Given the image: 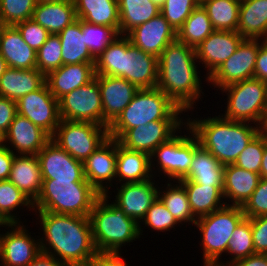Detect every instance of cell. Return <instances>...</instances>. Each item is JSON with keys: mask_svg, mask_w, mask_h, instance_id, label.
Segmentation results:
<instances>
[{"mask_svg": "<svg viewBox=\"0 0 267 266\" xmlns=\"http://www.w3.org/2000/svg\"><path fill=\"white\" fill-rule=\"evenodd\" d=\"M43 236L41 252L69 266H84L96 253L89 217L35 211ZM41 222V223H40Z\"/></svg>", "mask_w": 267, "mask_h": 266, "instance_id": "1", "label": "cell"}, {"mask_svg": "<svg viewBox=\"0 0 267 266\" xmlns=\"http://www.w3.org/2000/svg\"><path fill=\"white\" fill-rule=\"evenodd\" d=\"M198 64L195 49L177 39L158 58L156 87L185 112L194 111L204 95Z\"/></svg>", "mask_w": 267, "mask_h": 266, "instance_id": "2", "label": "cell"}, {"mask_svg": "<svg viewBox=\"0 0 267 266\" xmlns=\"http://www.w3.org/2000/svg\"><path fill=\"white\" fill-rule=\"evenodd\" d=\"M249 122H239L218 116L186 118L199 144L207 149L221 164H234L240 153L263 129Z\"/></svg>", "mask_w": 267, "mask_h": 266, "instance_id": "3", "label": "cell"}, {"mask_svg": "<svg viewBox=\"0 0 267 266\" xmlns=\"http://www.w3.org/2000/svg\"><path fill=\"white\" fill-rule=\"evenodd\" d=\"M95 74L124 78L139 89L155 88L158 58L132 45L126 35H120L96 59Z\"/></svg>", "mask_w": 267, "mask_h": 266, "instance_id": "4", "label": "cell"}, {"mask_svg": "<svg viewBox=\"0 0 267 266\" xmlns=\"http://www.w3.org/2000/svg\"><path fill=\"white\" fill-rule=\"evenodd\" d=\"M109 198L100 194L89 214L92 239L97 252L121 253L123 246L141 238L139 224Z\"/></svg>", "mask_w": 267, "mask_h": 266, "instance_id": "5", "label": "cell"}, {"mask_svg": "<svg viewBox=\"0 0 267 266\" xmlns=\"http://www.w3.org/2000/svg\"><path fill=\"white\" fill-rule=\"evenodd\" d=\"M183 112L186 113L158 87L142 88L109 125L108 135L119 140L129 129L149 124L151 121L186 120V117H181Z\"/></svg>", "mask_w": 267, "mask_h": 266, "instance_id": "6", "label": "cell"}, {"mask_svg": "<svg viewBox=\"0 0 267 266\" xmlns=\"http://www.w3.org/2000/svg\"><path fill=\"white\" fill-rule=\"evenodd\" d=\"M99 196L88 181L43 180L40 194L33 202L34 211L89 217Z\"/></svg>", "mask_w": 267, "mask_h": 266, "instance_id": "7", "label": "cell"}, {"mask_svg": "<svg viewBox=\"0 0 267 266\" xmlns=\"http://www.w3.org/2000/svg\"><path fill=\"white\" fill-rule=\"evenodd\" d=\"M244 218L242 206L233 205H225L208 215L197 218L194 226L201 232L199 244L203 251V264L222 263L221 258L227 251L232 233Z\"/></svg>", "mask_w": 267, "mask_h": 266, "instance_id": "8", "label": "cell"}, {"mask_svg": "<svg viewBox=\"0 0 267 266\" xmlns=\"http://www.w3.org/2000/svg\"><path fill=\"white\" fill-rule=\"evenodd\" d=\"M227 96L224 118L249 122L264 129L267 123V83L251 78L220 89Z\"/></svg>", "mask_w": 267, "mask_h": 266, "instance_id": "9", "label": "cell"}, {"mask_svg": "<svg viewBox=\"0 0 267 266\" xmlns=\"http://www.w3.org/2000/svg\"><path fill=\"white\" fill-rule=\"evenodd\" d=\"M183 129L187 134L184 131V135L177 133L150 155L153 177L159 173L164 178L168 177L167 181H180L188 174L194 156V135L187 125Z\"/></svg>", "mask_w": 267, "mask_h": 266, "instance_id": "10", "label": "cell"}, {"mask_svg": "<svg viewBox=\"0 0 267 266\" xmlns=\"http://www.w3.org/2000/svg\"><path fill=\"white\" fill-rule=\"evenodd\" d=\"M108 128L96 123L61 120L51 139L74 159L84 162L107 139Z\"/></svg>", "mask_w": 267, "mask_h": 266, "instance_id": "11", "label": "cell"}, {"mask_svg": "<svg viewBox=\"0 0 267 266\" xmlns=\"http://www.w3.org/2000/svg\"><path fill=\"white\" fill-rule=\"evenodd\" d=\"M61 120L89 122L103 126V106L97 75L89 83L59 99Z\"/></svg>", "mask_w": 267, "mask_h": 266, "instance_id": "12", "label": "cell"}, {"mask_svg": "<svg viewBox=\"0 0 267 266\" xmlns=\"http://www.w3.org/2000/svg\"><path fill=\"white\" fill-rule=\"evenodd\" d=\"M263 42L243 39L237 50L207 78V84L220 91L230 84L253 78L258 49Z\"/></svg>", "mask_w": 267, "mask_h": 266, "instance_id": "13", "label": "cell"}, {"mask_svg": "<svg viewBox=\"0 0 267 266\" xmlns=\"http://www.w3.org/2000/svg\"><path fill=\"white\" fill-rule=\"evenodd\" d=\"M23 224L0 225L8 230L0 233L1 266H27L41 253L39 239L34 238Z\"/></svg>", "mask_w": 267, "mask_h": 266, "instance_id": "14", "label": "cell"}, {"mask_svg": "<svg viewBox=\"0 0 267 266\" xmlns=\"http://www.w3.org/2000/svg\"><path fill=\"white\" fill-rule=\"evenodd\" d=\"M17 114L26 117L50 137L60 124L59 100L50 92L46 82L37 90L16 101Z\"/></svg>", "mask_w": 267, "mask_h": 266, "instance_id": "15", "label": "cell"}, {"mask_svg": "<svg viewBox=\"0 0 267 266\" xmlns=\"http://www.w3.org/2000/svg\"><path fill=\"white\" fill-rule=\"evenodd\" d=\"M183 125H186V120L151 121L149 124L129 129L118 142L127 149L151 155L156 148L177 133L182 134Z\"/></svg>", "mask_w": 267, "mask_h": 266, "instance_id": "16", "label": "cell"}, {"mask_svg": "<svg viewBox=\"0 0 267 266\" xmlns=\"http://www.w3.org/2000/svg\"><path fill=\"white\" fill-rule=\"evenodd\" d=\"M43 180L87 181L83 162L74 159L57 143L50 139L37 154Z\"/></svg>", "mask_w": 267, "mask_h": 266, "instance_id": "17", "label": "cell"}, {"mask_svg": "<svg viewBox=\"0 0 267 266\" xmlns=\"http://www.w3.org/2000/svg\"><path fill=\"white\" fill-rule=\"evenodd\" d=\"M116 166L117 140L110 137L83 162L86 180L100 194H110L116 185Z\"/></svg>", "mask_w": 267, "mask_h": 266, "instance_id": "18", "label": "cell"}, {"mask_svg": "<svg viewBox=\"0 0 267 266\" xmlns=\"http://www.w3.org/2000/svg\"><path fill=\"white\" fill-rule=\"evenodd\" d=\"M149 179L143 182L121 183L116 187L113 202L138 224L151 205L158 199L159 181ZM120 187V188H119Z\"/></svg>", "mask_w": 267, "mask_h": 266, "instance_id": "19", "label": "cell"}, {"mask_svg": "<svg viewBox=\"0 0 267 266\" xmlns=\"http://www.w3.org/2000/svg\"><path fill=\"white\" fill-rule=\"evenodd\" d=\"M126 36L132 45L159 58L164 49L177 39V32L160 13L134 27Z\"/></svg>", "mask_w": 267, "mask_h": 266, "instance_id": "20", "label": "cell"}, {"mask_svg": "<svg viewBox=\"0 0 267 266\" xmlns=\"http://www.w3.org/2000/svg\"><path fill=\"white\" fill-rule=\"evenodd\" d=\"M243 39L236 31L214 30L195 48L199 65L202 63L207 71L206 82L207 78L237 50Z\"/></svg>", "mask_w": 267, "mask_h": 266, "instance_id": "21", "label": "cell"}, {"mask_svg": "<svg viewBox=\"0 0 267 266\" xmlns=\"http://www.w3.org/2000/svg\"><path fill=\"white\" fill-rule=\"evenodd\" d=\"M102 106L103 126L109 125L129 105L139 88L121 77L97 75Z\"/></svg>", "mask_w": 267, "mask_h": 266, "instance_id": "22", "label": "cell"}, {"mask_svg": "<svg viewBox=\"0 0 267 266\" xmlns=\"http://www.w3.org/2000/svg\"><path fill=\"white\" fill-rule=\"evenodd\" d=\"M50 139L40 127L16 114L3 136V145L14 154L37 155Z\"/></svg>", "mask_w": 267, "mask_h": 266, "instance_id": "23", "label": "cell"}, {"mask_svg": "<svg viewBox=\"0 0 267 266\" xmlns=\"http://www.w3.org/2000/svg\"><path fill=\"white\" fill-rule=\"evenodd\" d=\"M95 63L62 65L45 76V82L59 100L65 94L83 86L95 78Z\"/></svg>", "mask_w": 267, "mask_h": 266, "instance_id": "24", "label": "cell"}, {"mask_svg": "<svg viewBox=\"0 0 267 266\" xmlns=\"http://www.w3.org/2000/svg\"><path fill=\"white\" fill-rule=\"evenodd\" d=\"M0 54L9 68H36L37 52L28 46L15 25H1Z\"/></svg>", "mask_w": 267, "mask_h": 266, "instance_id": "25", "label": "cell"}, {"mask_svg": "<svg viewBox=\"0 0 267 266\" xmlns=\"http://www.w3.org/2000/svg\"><path fill=\"white\" fill-rule=\"evenodd\" d=\"M260 179L258 173L242 169L235 164L225 165L223 197L226 205L243 206L258 186Z\"/></svg>", "mask_w": 267, "mask_h": 266, "instance_id": "26", "label": "cell"}, {"mask_svg": "<svg viewBox=\"0 0 267 266\" xmlns=\"http://www.w3.org/2000/svg\"><path fill=\"white\" fill-rule=\"evenodd\" d=\"M8 180L34 202L43 182L37 155L15 154Z\"/></svg>", "mask_w": 267, "mask_h": 266, "instance_id": "27", "label": "cell"}, {"mask_svg": "<svg viewBox=\"0 0 267 266\" xmlns=\"http://www.w3.org/2000/svg\"><path fill=\"white\" fill-rule=\"evenodd\" d=\"M225 165L221 164L194 136V156L188 174L182 180L211 187H223Z\"/></svg>", "mask_w": 267, "mask_h": 266, "instance_id": "28", "label": "cell"}, {"mask_svg": "<svg viewBox=\"0 0 267 266\" xmlns=\"http://www.w3.org/2000/svg\"><path fill=\"white\" fill-rule=\"evenodd\" d=\"M153 178L150 155L127 149L117 140V183L115 186L118 183L143 182Z\"/></svg>", "mask_w": 267, "mask_h": 266, "instance_id": "29", "label": "cell"}, {"mask_svg": "<svg viewBox=\"0 0 267 266\" xmlns=\"http://www.w3.org/2000/svg\"><path fill=\"white\" fill-rule=\"evenodd\" d=\"M45 76L37 69L8 68L0 77V97L18 101L26 94L39 89Z\"/></svg>", "mask_w": 267, "mask_h": 266, "instance_id": "30", "label": "cell"}, {"mask_svg": "<svg viewBox=\"0 0 267 266\" xmlns=\"http://www.w3.org/2000/svg\"><path fill=\"white\" fill-rule=\"evenodd\" d=\"M32 19L44 27L49 34H59L77 19L74 1L37 3Z\"/></svg>", "mask_w": 267, "mask_h": 266, "instance_id": "31", "label": "cell"}, {"mask_svg": "<svg viewBox=\"0 0 267 266\" xmlns=\"http://www.w3.org/2000/svg\"><path fill=\"white\" fill-rule=\"evenodd\" d=\"M236 32L244 39L267 40V0H241Z\"/></svg>", "mask_w": 267, "mask_h": 266, "instance_id": "32", "label": "cell"}, {"mask_svg": "<svg viewBox=\"0 0 267 266\" xmlns=\"http://www.w3.org/2000/svg\"><path fill=\"white\" fill-rule=\"evenodd\" d=\"M76 17L91 24L116 28L120 33L118 0H73Z\"/></svg>", "mask_w": 267, "mask_h": 266, "instance_id": "33", "label": "cell"}, {"mask_svg": "<svg viewBox=\"0 0 267 266\" xmlns=\"http://www.w3.org/2000/svg\"><path fill=\"white\" fill-rule=\"evenodd\" d=\"M185 188L191 211L196 218L208 215L226 205L223 187L201 185L189 180L179 181Z\"/></svg>", "mask_w": 267, "mask_h": 266, "instance_id": "34", "label": "cell"}, {"mask_svg": "<svg viewBox=\"0 0 267 266\" xmlns=\"http://www.w3.org/2000/svg\"><path fill=\"white\" fill-rule=\"evenodd\" d=\"M58 36L62 45V65L95 63L96 59L85 45L84 33L81 31V19L77 18Z\"/></svg>", "mask_w": 267, "mask_h": 266, "instance_id": "35", "label": "cell"}, {"mask_svg": "<svg viewBox=\"0 0 267 266\" xmlns=\"http://www.w3.org/2000/svg\"><path fill=\"white\" fill-rule=\"evenodd\" d=\"M167 182L162 186L164 189L159 186L158 198L182 226L186 223L188 225L195 224L197 218L191 211L184 186L179 181Z\"/></svg>", "mask_w": 267, "mask_h": 266, "instance_id": "36", "label": "cell"}, {"mask_svg": "<svg viewBox=\"0 0 267 266\" xmlns=\"http://www.w3.org/2000/svg\"><path fill=\"white\" fill-rule=\"evenodd\" d=\"M120 35L160 14L161 8L151 0H118Z\"/></svg>", "mask_w": 267, "mask_h": 266, "instance_id": "37", "label": "cell"}, {"mask_svg": "<svg viewBox=\"0 0 267 266\" xmlns=\"http://www.w3.org/2000/svg\"><path fill=\"white\" fill-rule=\"evenodd\" d=\"M24 206L29 211H34L33 201L29 197L9 180L0 181V223H22L19 219L21 217L18 216L20 212L17 214L16 211H20Z\"/></svg>", "mask_w": 267, "mask_h": 266, "instance_id": "38", "label": "cell"}, {"mask_svg": "<svg viewBox=\"0 0 267 266\" xmlns=\"http://www.w3.org/2000/svg\"><path fill=\"white\" fill-rule=\"evenodd\" d=\"M241 0H205L200 5L207 12L214 30L237 31Z\"/></svg>", "mask_w": 267, "mask_h": 266, "instance_id": "39", "label": "cell"}, {"mask_svg": "<svg viewBox=\"0 0 267 266\" xmlns=\"http://www.w3.org/2000/svg\"><path fill=\"white\" fill-rule=\"evenodd\" d=\"M213 31L207 12L199 4L177 30V40L195 49Z\"/></svg>", "mask_w": 267, "mask_h": 266, "instance_id": "40", "label": "cell"}, {"mask_svg": "<svg viewBox=\"0 0 267 266\" xmlns=\"http://www.w3.org/2000/svg\"><path fill=\"white\" fill-rule=\"evenodd\" d=\"M226 256L230 255L229 261H223L222 265H231L235 261L246 258L255 254L251 222L248 218H244L235 228L232 237L228 243Z\"/></svg>", "mask_w": 267, "mask_h": 266, "instance_id": "41", "label": "cell"}, {"mask_svg": "<svg viewBox=\"0 0 267 266\" xmlns=\"http://www.w3.org/2000/svg\"><path fill=\"white\" fill-rule=\"evenodd\" d=\"M81 31L84 33L85 45L95 59L120 36L116 28L91 24L83 20H81Z\"/></svg>", "mask_w": 267, "mask_h": 266, "instance_id": "42", "label": "cell"}, {"mask_svg": "<svg viewBox=\"0 0 267 266\" xmlns=\"http://www.w3.org/2000/svg\"><path fill=\"white\" fill-rule=\"evenodd\" d=\"M62 66V45L58 34H50L37 51L36 68L47 76Z\"/></svg>", "mask_w": 267, "mask_h": 266, "instance_id": "43", "label": "cell"}, {"mask_svg": "<svg viewBox=\"0 0 267 266\" xmlns=\"http://www.w3.org/2000/svg\"><path fill=\"white\" fill-rule=\"evenodd\" d=\"M180 226V223L175 217L168 211L165 205L158 198L148 209L144 218L139 223V234L140 237L143 235V228L147 227L155 230L156 232H167L170 229L174 230L175 226ZM144 225V226H141Z\"/></svg>", "mask_w": 267, "mask_h": 266, "instance_id": "44", "label": "cell"}, {"mask_svg": "<svg viewBox=\"0 0 267 266\" xmlns=\"http://www.w3.org/2000/svg\"><path fill=\"white\" fill-rule=\"evenodd\" d=\"M267 144V132L262 129L240 153L235 165L260 174L264 148Z\"/></svg>", "mask_w": 267, "mask_h": 266, "instance_id": "45", "label": "cell"}, {"mask_svg": "<svg viewBox=\"0 0 267 266\" xmlns=\"http://www.w3.org/2000/svg\"><path fill=\"white\" fill-rule=\"evenodd\" d=\"M36 0H0L1 25H16L33 17Z\"/></svg>", "mask_w": 267, "mask_h": 266, "instance_id": "46", "label": "cell"}, {"mask_svg": "<svg viewBox=\"0 0 267 266\" xmlns=\"http://www.w3.org/2000/svg\"><path fill=\"white\" fill-rule=\"evenodd\" d=\"M198 5L196 0H165L160 13L177 32Z\"/></svg>", "mask_w": 267, "mask_h": 266, "instance_id": "47", "label": "cell"}, {"mask_svg": "<svg viewBox=\"0 0 267 266\" xmlns=\"http://www.w3.org/2000/svg\"><path fill=\"white\" fill-rule=\"evenodd\" d=\"M245 217L250 219L267 215V179L261 178L251 197L242 206Z\"/></svg>", "mask_w": 267, "mask_h": 266, "instance_id": "48", "label": "cell"}, {"mask_svg": "<svg viewBox=\"0 0 267 266\" xmlns=\"http://www.w3.org/2000/svg\"><path fill=\"white\" fill-rule=\"evenodd\" d=\"M22 35L24 42L34 51H38L50 35L48 31L32 18L15 25Z\"/></svg>", "mask_w": 267, "mask_h": 266, "instance_id": "49", "label": "cell"}, {"mask_svg": "<svg viewBox=\"0 0 267 266\" xmlns=\"http://www.w3.org/2000/svg\"><path fill=\"white\" fill-rule=\"evenodd\" d=\"M255 253L267 254V215L249 219Z\"/></svg>", "mask_w": 267, "mask_h": 266, "instance_id": "50", "label": "cell"}, {"mask_svg": "<svg viewBox=\"0 0 267 266\" xmlns=\"http://www.w3.org/2000/svg\"><path fill=\"white\" fill-rule=\"evenodd\" d=\"M17 114L16 102L0 97V135L3 137Z\"/></svg>", "mask_w": 267, "mask_h": 266, "instance_id": "51", "label": "cell"}, {"mask_svg": "<svg viewBox=\"0 0 267 266\" xmlns=\"http://www.w3.org/2000/svg\"><path fill=\"white\" fill-rule=\"evenodd\" d=\"M121 253L97 252L84 266H129Z\"/></svg>", "mask_w": 267, "mask_h": 266, "instance_id": "52", "label": "cell"}, {"mask_svg": "<svg viewBox=\"0 0 267 266\" xmlns=\"http://www.w3.org/2000/svg\"><path fill=\"white\" fill-rule=\"evenodd\" d=\"M253 78L267 83V40L258 49Z\"/></svg>", "mask_w": 267, "mask_h": 266, "instance_id": "53", "label": "cell"}, {"mask_svg": "<svg viewBox=\"0 0 267 266\" xmlns=\"http://www.w3.org/2000/svg\"><path fill=\"white\" fill-rule=\"evenodd\" d=\"M15 154L5 145L0 146V181L8 180Z\"/></svg>", "mask_w": 267, "mask_h": 266, "instance_id": "54", "label": "cell"}, {"mask_svg": "<svg viewBox=\"0 0 267 266\" xmlns=\"http://www.w3.org/2000/svg\"><path fill=\"white\" fill-rule=\"evenodd\" d=\"M230 266H267V254L255 253L235 261Z\"/></svg>", "mask_w": 267, "mask_h": 266, "instance_id": "55", "label": "cell"}, {"mask_svg": "<svg viewBox=\"0 0 267 266\" xmlns=\"http://www.w3.org/2000/svg\"><path fill=\"white\" fill-rule=\"evenodd\" d=\"M27 266H69L66 263L60 262L55 257L41 252L31 263Z\"/></svg>", "mask_w": 267, "mask_h": 266, "instance_id": "56", "label": "cell"}, {"mask_svg": "<svg viewBox=\"0 0 267 266\" xmlns=\"http://www.w3.org/2000/svg\"><path fill=\"white\" fill-rule=\"evenodd\" d=\"M260 176L261 178L267 179V144L263 152V158H262L261 168H260Z\"/></svg>", "mask_w": 267, "mask_h": 266, "instance_id": "57", "label": "cell"}, {"mask_svg": "<svg viewBox=\"0 0 267 266\" xmlns=\"http://www.w3.org/2000/svg\"><path fill=\"white\" fill-rule=\"evenodd\" d=\"M8 65L7 62L5 61V59L2 57V55L0 54V77L5 73V71L8 69Z\"/></svg>", "mask_w": 267, "mask_h": 266, "instance_id": "58", "label": "cell"}, {"mask_svg": "<svg viewBox=\"0 0 267 266\" xmlns=\"http://www.w3.org/2000/svg\"><path fill=\"white\" fill-rule=\"evenodd\" d=\"M153 3L157 4L159 7H161L164 4L165 0H151Z\"/></svg>", "mask_w": 267, "mask_h": 266, "instance_id": "59", "label": "cell"}, {"mask_svg": "<svg viewBox=\"0 0 267 266\" xmlns=\"http://www.w3.org/2000/svg\"><path fill=\"white\" fill-rule=\"evenodd\" d=\"M37 3H48V2H55V1H63V0H36Z\"/></svg>", "mask_w": 267, "mask_h": 266, "instance_id": "60", "label": "cell"}, {"mask_svg": "<svg viewBox=\"0 0 267 266\" xmlns=\"http://www.w3.org/2000/svg\"><path fill=\"white\" fill-rule=\"evenodd\" d=\"M203 266H230V265H222V264H218V263H208V264H204Z\"/></svg>", "mask_w": 267, "mask_h": 266, "instance_id": "61", "label": "cell"}, {"mask_svg": "<svg viewBox=\"0 0 267 266\" xmlns=\"http://www.w3.org/2000/svg\"><path fill=\"white\" fill-rule=\"evenodd\" d=\"M3 144V137L0 135V146Z\"/></svg>", "mask_w": 267, "mask_h": 266, "instance_id": "62", "label": "cell"}, {"mask_svg": "<svg viewBox=\"0 0 267 266\" xmlns=\"http://www.w3.org/2000/svg\"><path fill=\"white\" fill-rule=\"evenodd\" d=\"M199 4H201L202 2H204L205 0H196Z\"/></svg>", "mask_w": 267, "mask_h": 266, "instance_id": "63", "label": "cell"}, {"mask_svg": "<svg viewBox=\"0 0 267 266\" xmlns=\"http://www.w3.org/2000/svg\"><path fill=\"white\" fill-rule=\"evenodd\" d=\"M264 130L267 132V123H266V125H265V127H264Z\"/></svg>", "mask_w": 267, "mask_h": 266, "instance_id": "64", "label": "cell"}]
</instances>
